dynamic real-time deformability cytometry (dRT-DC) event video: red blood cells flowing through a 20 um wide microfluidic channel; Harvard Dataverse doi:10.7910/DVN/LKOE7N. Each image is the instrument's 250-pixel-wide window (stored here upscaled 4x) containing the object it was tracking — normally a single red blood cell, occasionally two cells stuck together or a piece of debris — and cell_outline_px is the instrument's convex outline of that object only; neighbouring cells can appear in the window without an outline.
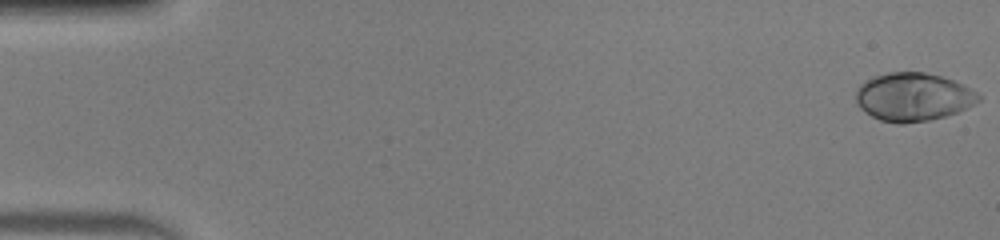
{"species": "human", "species_latin": "Homo sapiens", "temperature_condition": "warm", "stored_images_in_passage": 51, "camera_frame_rate_fps": 3000, "um_per_image_px": 0.085, "donor": {"sex": "male"}, "frame": {"image": 1, "passage_image": 1, "time_ms": 0.0, "image_size_px": [1000, 240], "cell_outline_px": [[980, 100], [968, 108], [944, 116], [928, 120], [904, 124], [896, 124], [880, 120], [872, 116], [860, 108], [856, 104], [856, 92], [860, 84], [872, 76], [888, 72], [924, 72], [940, 76], [964, 84], [976, 92], [980, 96]], "centroid_in_image_um": [77.6, 8.24], "position_along_channel_um": 7.4, "area_um2": 34.56}}
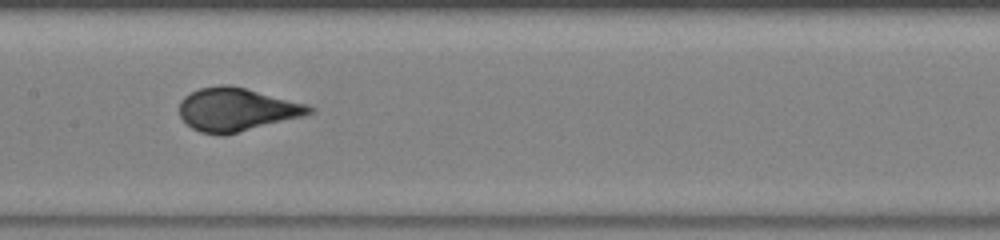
{"frame": {"image": 2, "passage_image": 26, "time_ms": 8.333, "image_size_px": [1000, 240], "cell_outline_px": [[316, 112], [304, 116], [224, 136], [220, 136], [200, 132], [192, 128], [180, 116], [180, 100], [184, 96], [200, 88], [220, 84], [228, 84], [308, 104], [316, 108]], "centroid_in_image_um": [20.14, 9.32], "position_along_channel_um": 187.3, "area_um2": 32.89}}
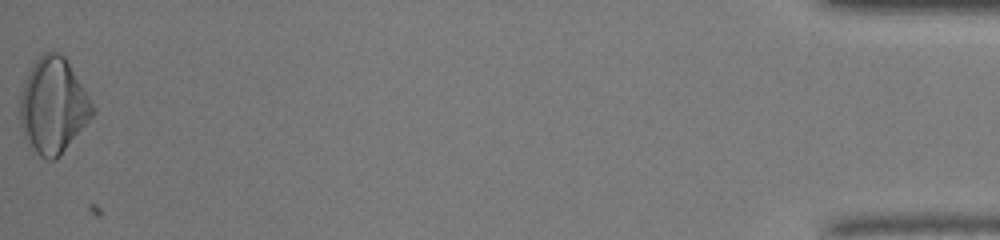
{"frame": {"image": 3, "passage_image": 51, "time_ms": 16.667, "image_size_px": [1000, 240], "cell_outline_px": [[96, 112], [60, 156], [56, 160], [48, 160], [40, 156], [28, 144], [20, 128], [20, 92], [28, 72], [36, 60], [44, 52], [56, 52], [64, 56], [96, 108]], "centroid_in_image_um": [4.51, 9.01], "position_along_channel_um": 430.7, "area_um2": 40.29}, "authors_computed_cell_mechanics": {"area_um2": 33.0616, "velocity_mm_per_s": 4.0892, "shape_relaxation_time_tau1_ms": 3.8923, "shape_relaxation_time_tau2_ms": null, "deformation_change_tau1": 0.2252, "deformation_change_tau2": null}}